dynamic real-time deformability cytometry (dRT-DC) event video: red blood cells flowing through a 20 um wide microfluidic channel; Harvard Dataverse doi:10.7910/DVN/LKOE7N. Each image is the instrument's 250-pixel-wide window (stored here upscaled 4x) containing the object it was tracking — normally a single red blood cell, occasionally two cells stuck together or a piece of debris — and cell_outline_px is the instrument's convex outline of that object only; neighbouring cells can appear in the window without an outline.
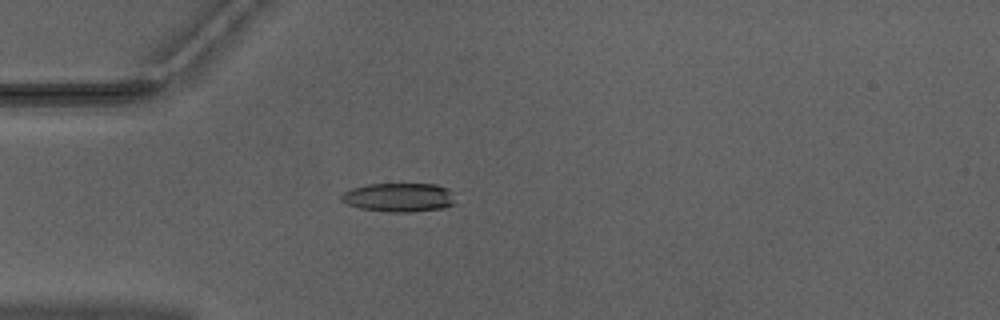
{"species": "Egyptian fruit bat (a non-hibernating species)", "species_latin": "Rousettus aegyptiacus", "temperature_condition": "warm", "stored_images_in_passage": 51, "camera_frame_rate_fps": 3000, "um_per_image_px": 0.085, "animal": {"sex": "male"}, "frame": {"image": 1, "passage_image": 14, "time_ms": 4.333, "image_size_px": [1000, 320], "cell_outline_px": [[456, 204], [444, 208], [408, 212], [388, 212], [360, 208], [348, 204], [340, 200], [340, 196], [344, 192], [352, 188], [368, 184], [436, 184], [448, 188]], "centroid_in_image_um": [33.91, 16.78], "position_along_channel_um": 51.1, "area_um2": 19.19}}
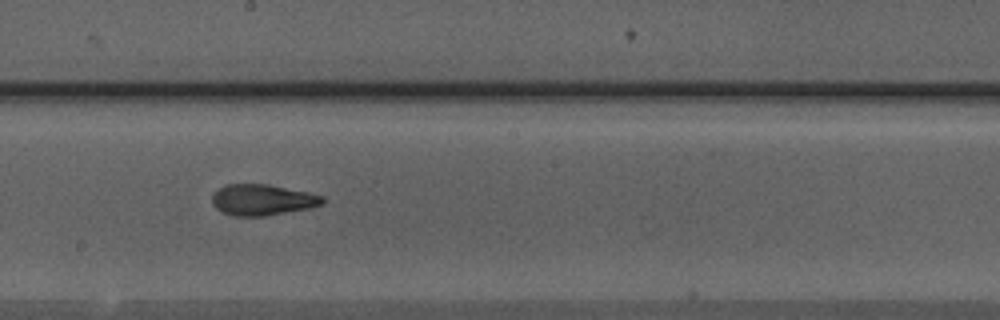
{"frame": {"image": 2, "passage_image": 28, "time_ms": 9.0, "image_size_px": [1000, 320], "cell_outline_px": [[324, 204], [308, 208], [264, 216], [232, 216], [220, 212], [212, 204], [212, 196], [220, 188], [228, 184], [268, 184], [308, 192], [324, 196]], "centroid_in_image_um": [22.3, 16.99], "position_along_channel_um": 225.9, "area_um2": 19.94}}
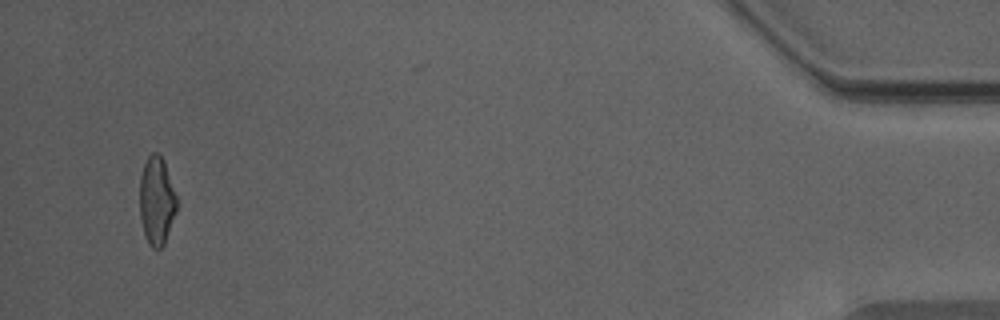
{"frame": {"image": 3, "passage_image": 49, "time_ms": 16.0, "image_size_px": [1000, 320], "cell_outline_px": [[176, 212], [164, 244], [160, 248], [152, 248], [148, 244], [144, 236], [140, 216], [140, 176], [144, 164], [148, 156], [152, 152], [160, 152], [164, 160], [176, 196]], "centroid_in_image_um": [13.3, 17.05], "position_along_channel_um": 421.9, "area_um2": 19.07}, "authors_computed_cell_mechanics": {"area_um2": 19.941, "velocity_mm_per_s": 3.9858, "shape_relaxation_time_tau1_ms": 4.9842, "shape_relaxation_time_tau2_ms": 1.8706, "deformation_change_tau1": 0.1983, "deformation_change_tau2": 0.0936}}